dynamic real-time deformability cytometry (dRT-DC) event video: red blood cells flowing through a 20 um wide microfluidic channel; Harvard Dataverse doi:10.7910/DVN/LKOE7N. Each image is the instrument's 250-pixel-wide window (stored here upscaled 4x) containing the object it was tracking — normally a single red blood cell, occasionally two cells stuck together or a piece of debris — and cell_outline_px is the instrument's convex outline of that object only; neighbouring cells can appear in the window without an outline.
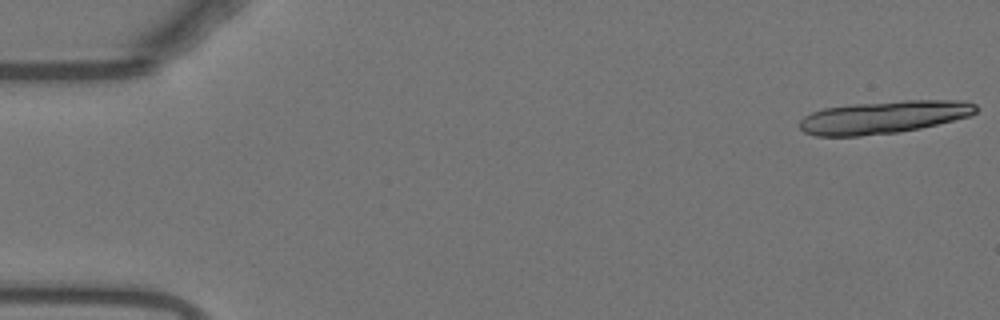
{"species": "Egyptian fruit bat (a non-hibernating species)", "species_latin": "Rousettus aegyptiacus", "temperature_condition": "warm", "stored_images_in_passage": 18, "camera_frame_rate_fps": 3000, "um_per_image_px": 0.085, "animal": {"sex": "female"}, "frame": {"image": 1, "passage_image": 1, "time_ms": 0.0, "image_size_px": [1000, 320], "cell_outline_px": [[980, 108], [972, 116], [920, 128], [900, 132], [860, 136], [816, 136], [804, 132], [800, 128], [800, 120], [804, 116], [812, 112], [824, 108], [848, 104], [904, 100], [964, 100], [976, 104]], "centroid_in_image_um": [75.15, 9.95], "position_along_channel_um": 9.8, "area_um2": 33.99}}